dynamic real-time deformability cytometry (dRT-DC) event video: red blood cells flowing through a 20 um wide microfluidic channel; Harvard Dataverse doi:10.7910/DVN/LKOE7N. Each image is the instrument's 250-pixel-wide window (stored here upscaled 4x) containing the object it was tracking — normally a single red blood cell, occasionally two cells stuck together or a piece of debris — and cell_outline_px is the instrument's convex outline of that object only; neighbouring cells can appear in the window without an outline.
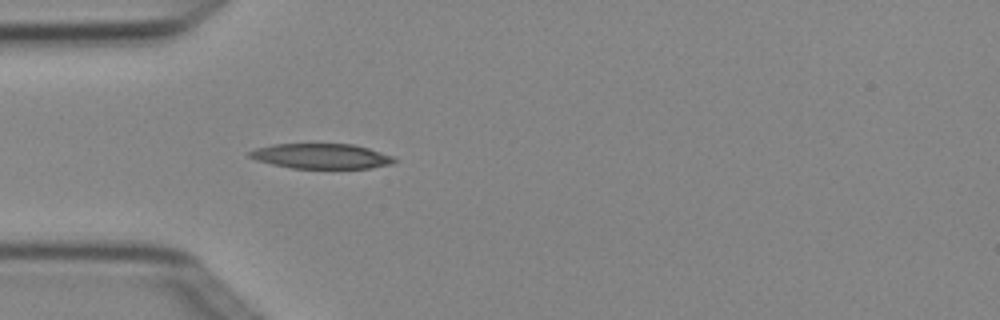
{"species": "Egyptian fruit bat (a non-hibernating species)", "species_latin": "Rousettus aegyptiacus", "temperature_condition": "cold", "stored_images_in_passage": 5, "camera_frame_rate_fps": 3000, "um_per_image_px": 0.085, "animal": {"sex": "female"}, "frame": {"image": 1, "passage_image": 5, "time_ms": 1.333, "image_size_px": [1000, 320], "cell_outline_px": [[396, 160], [392, 164], [372, 168], [292, 168], [272, 164], [256, 160], [248, 156], [248, 152], [256, 148], [272, 144], [352, 144], [368, 148], [392, 156]], "centroid_in_image_um": [27.29, 13.27], "position_along_channel_um": 57.7, "area_um2": 21.04}}